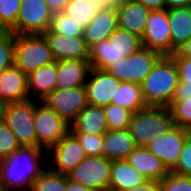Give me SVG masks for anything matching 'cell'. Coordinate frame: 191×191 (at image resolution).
<instances>
[{
    "instance_id": "cell-1",
    "label": "cell",
    "mask_w": 191,
    "mask_h": 191,
    "mask_svg": "<svg viewBox=\"0 0 191 191\" xmlns=\"http://www.w3.org/2000/svg\"><path fill=\"white\" fill-rule=\"evenodd\" d=\"M43 149L22 146L8 157L0 160V183L7 190L30 189L31 183L45 170L39 159ZM40 165V166H39Z\"/></svg>"
},
{
    "instance_id": "cell-2",
    "label": "cell",
    "mask_w": 191,
    "mask_h": 191,
    "mask_svg": "<svg viewBox=\"0 0 191 191\" xmlns=\"http://www.w3.org/2000/svg\"><path fill=\"white\" fill-rule=\"evenodd\" d=\"M178 85L179 74L174 58L163 55L141 83L143 99L147 106L168 108Z\"/></svg>"
},
{
    "instance_id": "cell-3",
    "label": "cell",
    "mask_w": 191,
    "mask_h": 191,
    "mask_svg": "<svg viewBox=\"0 0 191 191\" xmlns=\"http://www.w3.org/2000/svg\"><path fill=\"white\" fill-rule=\"evenodd\" d=\"M142 47L140 37L117 27L108 39L89 49V62L91 67L106 70L116 61L135 54Z\"/></svg>"
},
{
    "instance_id": "cell-4",
    "label": "cell",
    "mask_w": 191,
    "mask_h": 191,
    "mask_svg": "<svg viewBox=\"0 0 191 191\" xmlns=\"http://www.w3.org/2000/svg\"><path fill=\"white\" fill-rule=\"evenodd\" d=\"M174 126L169 108L146 106L132 113L128 127L137 147L163 136Z\"/></svg>"
},
{
    "instance_id": "cell-5",
    "label": "cell",
    "mask_w": 191,
    "mask_h": 191,
    "mask_svg": "<svg viewBox=\"0 0 191 191\" xmlns=\"http://www.w3.org/2000/svg\"><path fill=\"white\" fill-rule=\"evenodd\" d=\"M13 48V64L26 75L55 61L42 35L13 34Z\"/></svg>"
},
{
    "instance_id": "cell-6",
    "label": "cell",
    "mask_w": 191,
    "mask_h": 191,
    "mask_svg": "<svg viewBox=\"0 0 191 191\" xmlns=\"http://www.w3.org/2000/svg\"><path fill=\"white\" fill-rule=\"evenodd\" d=\"M34 118L35 103L31 98L5 104L3 121L14 133L21 147H37Z\"/></svg>"
},
{
    "instance_id": "cell-7",
    "label": "cell",
    "mask_w": 191,
    "mask_h": 191,
    "mask_svg": "<svg viewBox=\"0 0 191 191\" xmlns=\"http://www.w3.org/2000/svg\"><path fill=\"white\" fill-rule=\"evenodd\" d=\"M162 56L158 51L142 47L135 54L116 61L106 70L120 82L141 84Z\"/></svg>"
},
{
    "instance_id": "cell-8",
    "label": "cell",
    "mask_w": 191,
    "mask_h": 191,
    "mask_svg": "<svg viewBox=\"0 0 191 191\" xmlns=\"http://www.w3.org/2000/svg\"><path fill=\"white\" fill-rule=\"evenodd\" d=\"M52 17L45 0H21L16 24L8 32L17 35H42L50 28Z\"/></svg>"
},
{
    "instance_id": "cell-9",
    "label": "cell",
    "mask_w": 191,
    "mask_h": 191,
    "mask_svg": "<svg viewBox=\"0 0 191 191\" xmlns=\"http://www.w3.org/2000/svg\"><path fill=\"white\" fill-rule=\"evenodd\" d=\"M34 127L37 147L47 150L55 146L70 131L69 123L42 101L40 105L35 103Z\"/></svg>"
},
{
    "instance_id": "cell-10",
    "label": "cell",
    "mask_w": 191,
    "mask_h": 191,
    "mask_svg": "<svg viewBox=\"0 0 191 191\" xmlns=\"http://www.w3.org/2000/svg\"><path fill=\"white\" fill-rule=\"evenodd\" d=\"M112 161L104 156H87L67 175L92 191H109Z\"/></svg>"
},
{
    "instance_id": "cell-11",
    "label": "cell",
    "mask_w": 191,
    "mask_h": 191,
    "mask_svg": "<svg viewBox=\"0 0 191 191\" xmlns=\"http://www.w3.org/2000/svg\"><path fill=\"white\" fill-rule=\"evenodd\" d=\"M141 40L144 48L172 55L168 9L151 10Z\"/></svg>"
},
{
    "instance_id": "cell-12",
    "label": "cell",
    "mask_w": 191,
    "mask_h": 191,
    "mask_svg": "<svg viewBox=\"0 0 191 191\" xmlns=\"http://www.w3.org/2000/svg\"><path fill=\"white\" fill-rule=\"evenodd\" d=\"M42 102L70 124L88 105L86 88L81 86L66 90L54 89Z\"/></svg>"
},
{
    "instance_id": "cell-13",
    "label": "cell",
    "mask_w": 191,
    "mask_h": 191,
    "mask_svg": "<svg viewBox=\"0 0 191 191\" xmlns=\"http://www.w3.org/2000/svg\"><path fill=\"white\" fill-rule=\"evenodd\" d=\"M190 134V130L173 126L163 136L149 142L146 148L160 158L166 168L171 171L176 166L184 142Z\"/></svg>"
},
{
    "instance_id": "cell-14",
    "label": "cell",
    "mask_w": 191,
    "mask_h": 191,
    "mask_svg": "<svg viewBox=\"0 0 191 191\" xmlns=\"http://www.w3.org/2000/svg\"><path fill=\"white\" fill-rule=\"evenodd\" d=\"M55 61L89 60V48L83 36L57 34L48 28L43 34Z\"/></svg>"
},
{
    "instance_id": "cell-15",
    "label": "cell",
    "mask_w": 191,
    "mask_h": 191,
    "mask_svg": "<svg viewBox=\"0 0 191 191\" xmlns=\"http://www.w3.org/2000/svg\"><path fill=\"white\" fill-rule=\"evenodd\" d=\"M91 78L85 83L88 104L94 106H108L115 97L120 81L107 70L92 67Z\"/></svg>"
},
{
    "instance_id": "cell-16",
    "label": "cell",
    "mask_w": 191,
    "mask_h": 191,
    "mask_svg": "<svg viewBox=\"0 0 191 191\" xmlns=\"http://www.w3.org/2000/svg\"><path fill=\"white\" fill-rule=\"evenodd\" d=\"M50 150L54 152L56 163V169H50L61 174H68L87 157L85 150L71 131Z\"/></svg>"
},
{
    "instance_id": "cell-17",
    "label": "cell",
    "mask_w": 191,
    "mask_h": 191,
    "mask_svg": "<svg viewBox=\"0 0 191 191\" xmlns=\"http://www.w3.org/2000/svg\"><path fill=\"white\" fill-rule=\"evenodd\" d=\"M28 99L27 75L12 64L0 73V101L9 104Z\"/></svg>"
},
{
    "instance_id": "cell-18",
    "label": "cell",
    "mask_w": 191,
    "mask_h": 191,
    "mask_svg": "<svg viewBox=\"0 0 191 191\" xmlns=\"http://www.w3.org/2000/svg\"><path fill=\"white\" fill-rule=\"evenodd\" d=\"M116 10L118 27L142 38L152 9L146 7L141 2L127 0Z\"/></svg>"
},
{
    "instance_id": "cell-19",
    "label": "cell",
    "mask_w": 191,
    "mask_h": 191,
    "mask_svg": "<svg viewBox=\"0 0 191 191\" xmlns=\"http://www.w3.org/2000/svg\"><path fill=\"white\" fill-rule=\"evenodd\" d=\"M91 68L89 60L57 61L55 89L66 90L85 86Z\"/></svg>"
},
{
    "instance_id": "cell-20",
    "label": "cell",
    "mask_w": 191,
    "mask_h": 191,
    "mask_svg": "<svg viewBox=\"0 0 191 191\" xmlns=\"http://www.w3.org/2000/svg\"><path fill=\"white\" fill-rule=\"evenodd\" d=\"M117 27V10L115 8L106 7L96 13L95 17L84 29L83 37L87 47L90 49L96 43L108 39Z\"/></svg>"
},
{
    "instance_id": "cell-21",
    "label": "cell",
    "mask_w": 191,
    "mask_h": 191,
    "mask_svg": "<svg viewBox=\"0 0 191 191\" xmlns=\"http://www.w3.org/2000/svg\"><path fill=\"white\" fill-rule=\"evenodd\" d=\"M126 161L149 181H160L170 171L156 155L146 147H136Z\"/></svg>"
},
{
    "instance_id": "cell-22",
    "label": "cell",
    "mask_w": 191,
    "mask_h": 191,
    "mask_svg": "<svg viewBox=\"0 0 191 191\" xmlns=\"http://www.w3.org/2000/svg\"><path fill=\"white\" fill-rule=\"evenodd\" d=\"M69 127L73 134L104 135L108 131L104 107L88 104Z\"/></svg>"
},
{
    "instance_id": "cell-23",
    "label": "cell",
    "mask_w": 191,
    "mask_h": 191,
    "mask_svg": "<svg viewBox=\"0 0 191 191\" xmlns=\"http://www.w3.org/2000/svg\"><path fill=\"white\" fill-rule=\"evenodd\" d=\"M136 147L128 129L108 130L103 135L102 156L107 157L110 161L126 160Z\"/></svg>"
},
{
    "instance_id": "cell-24",
    "label": "cell",
    "mask_w": 191,
    "mask_h": 191,
    "mask_svg": "<svg viewBox=\"0 0 191 191\" xmlns=\"http://www.w3.org/2000/svg\"><path fill=\"white\" fill-rule=\"evenodd\" d=\"M149 180L126 160L112 161L109 191H126L144 185Z\"/></svg>"
},
{
    "instance_id": "cell-25",
    "label": "cell",
    "mask_w": 191,
    "mask_h": 191,
    "mask_svg": "<svg viewBox=\"0 0 191 191\" xmlns=\"http://www.w3.org/2000/svg\"><path fill=\"white\" fill-rule=\"evenodd\" d=\"M172 54L191 38V7L168 9Z\"/></svg>"
},
{
    "instance_id": "cell-26",
    "label": "cell",
    "mask_w": 191,
    "mask_h": 191,
    "mask_svg": "<svg viewBox=\"0 0 191 191\" xmlns=\"http://www.w3.org/2000/svg\"><path fill=\"white\" fill-rule=\"evenodd\" d=\"M57 61L27 75L28 93L37 94L41 102L56 87Z\"/></svg>"
},
{
    "instance_id": "cell-27",
    "label": "cell",
    "mask_w": 191,
    "mask_h": 191,
    "mask_svg": "<svg viewBox=\"0 0 191 191\" xmlns=\"http://www.w3.org/2000/svg\"><path fill=\"white\" fill-rule=\"evenodd\" d=\"M105 8L103 0H69L63 13L85 29L96 13Z\"/></svg>"
},
{
    "instance_id": "cell-28",
    "label": "cell",
    "mask_w": 191,
    "mask_h": 191,
    "mask_svg": "<svg viewBox=\"0 0 191 191\" xmlns=\"http://www.w3.org/2000/svg\"><path fill=\"white\" fill-rule=\"evenodd\" d=\"M110 103L125 107L132 112L147 106L142 96L141 84L126 81L120 82Z\"/></svg>"
},
{
    "instance_id": "cell-29",
    "label": "cell",
    "mask_w": 191,
    "mask_h": 191,
    "mask_svg": "<svg viewBox=\"0 0 191 191\" xmlns=\"http://www.w3.org/2000/svg\"><path fill=\"white\" fill-rule=\"evenodd\" d=\"M67 175L56 173L51 169L44 170L40 176L31 183L29 191H65Z\"/></svg>"
},
{
    "instance_id": "cell-30",
    "label": "cell",
    "mask_w": 191,
    "mask_h": 191,
    "mask_svg": "<svg viewBox=\"0 0 191 191\" xmlns=\"http://www.w3.org/2000/svg\"><path fill=\"white\" fill-rule=\"evenodd\" d=\"M104 112L108 130L128 129L133 113L132 111L125 107L110 103L108 106L104 107Z\"/></svg>"
},
{
    "instance_id": "cell-31",
    "label": "cell",
    "mask_w": 191,
    "mask_h": 191,
    "mask_svg": "<svg viewBox=\"0 0 191 191\" xmlns=\"http://www.w3.org/2000/svg\"><path fill=\"white\" fill-rule=\"evenodd\" d=\"M50 29L57 34L72 37L84 36V28L63 12L53 14Z\"/></svg>"
},
{
    "instance_id": "cell-32",
    "label": "cell",
    "mask_w": 191,
    "mask_h": 191,
    "mask_svg": "<svg viewBox=\"0 0 191 191\" xmlns=\"http://www.w3.org/2000/svg\"><path fill=\"white\" fill-rule=\"evenodd\" d=\"M168 108L174 126L191 131V98L186 100H172Z\"/></svg>"
},
{
    "instance_id": "cell-33",
    "label": "cell",
    "mask_w": 191,
    "mask_h": 191,
    "mask_svg": "<svg viewBox=\"0 0 191 191\" xmlns=\"http://www.w3.org/2000/svg\"><path fill=\"white\" fill-rule=\"evenodd\" d=\"M21 0H0V29L8 32L18 19Z\"/></svg>"
},
{
    "instance_id": "cell-34",
    "label": "cell",
    "mask_w": 191,
    "mask_h": 191,
    "mask_svg": "<svg viewBox=\"0 0 191 191\" xmlns=\"http://www.w3.org/2000/svg\"><path fill=\"white\" fill-rule=\"evenodd\" d=\"M161 191H191V177L170 171L160 181Z\"/></svg>"
},
{
    "instance_id": "cell-35",
    "label": "cell",
    "mask_w": 191,
    "mask_h": 191,
    "mask_svg": "<svg viewBox=\"0 0 191 191\" xmlns=\"http://www.w3.org/2000/svg\"><path fill=\"white\" fill-rule=\"evenodd\" d=\"M20 147L14 133L3 120L0 121V160L8 157Z\"/></svg>"
},
{
    "instance_id": "cell-36",
    "label": "cell",
    "mask_w": 191,
    "mask_h": 191,
    "mask_svg": "<svg viewBox=\"0 0 191 191\" xmlns=\"http://www.w3.org/2000/svg\"><path fill=\"white\" fill-rule=\"evenodd\" d=\"M14 48L13 33L0 34V73L13 64Z\"/></svg>"
},
{
    "instance_id": "cell-37",
    "label": "cell",
    "mask_w": 191,
    "mask_h": 191,
    "mask_svg": "<svg viewBox=\"0 0 191 191\" xmlns=\"http://www.w3.org/2000/svg\"><path fill=\"white\" fill-rule=\"evenodd\" d=\"M87 156H102L103 135L74 134Z\"/></svg>"
},
{
    "instance_id": "cell-38",
    "label": "cell",
    "mask_w": 191,
    "mask_h": 191,
    "mask_svg": "<svg viewBox=\"0 0 191 191\" xmlns=\"http://www.w3.org/2000/svg\"><path fill=\"white\" fill-rule=\"evenodd\" d=\"M171 171L191 177V134L186 138L178 162Z\"/></svg>"
},
{
    "instance_id": "cell-39",
    "label": "cell",
    "mask_w": 191,
    "mask_h": 191,
    "mask_svg": "<svg viewBox=\"0 0 191 191\" xmlns=\"http://www.w3.org/2000/svg\"><path fill=\"white\" fill-rule=\"evenodd\" d=\"M178 69L179 82L191 83V58H174Z\"/></svg>"
},
{
    "instance_id": "cell-40",
    "label": "cell",
    "mask_w": 191,
    "mask_h": 191,
    "mask_svg": "<svg viewBox=\"0 0 191 191\" xmlns=\"http://www.w3.org/2000/svg\"><path fill=\"white\" fill-rule=\"evenodd\" d=\"M188 98H191V83L179 82L173 100H186Z\"/></svg>"
},
{
    "instance_id": "cell-41",
    "label": "cell",
    "mask_w": 191,
    "mask_h": 191,
    "mask_svg": "<svg viewBox=\"0 0 191 191\" xmlns=\"http://www.w3.org/2000/svg\"><path fill=\"white\" fill-rule=\"evenodd\" d=\"M171 56L173 58H191V38L179 46Z\"/></svg>"
},
{
    "instance_id": "cell-42",
    "label": "cell",
    "mask_w": 191,
    "mask_h": 191,
    "mask_svg": "<svg viewBox=\"0 0 191 191\" xmlns=\"http://www.w3.org/2000/svg\"><path fill=\"white\" fill-rule=\"evenodd\" d=\"M52 14H58L64 11L69 0H45Z\"/></svg>"
},
{
    "instance_id": "cell-43",
    "label": "cell",
    "mask_w": 191,
    "mask_h": 191,
    "mask_svg": "<svg viewBox=\"0 0 191 191\" xmlns=\"http://www.w3.org/2000/svg\"><path fill=\"white\" fill-rule=\"evenodd\" d=\"M126 191H161V186L158 181H148L144 185H140Z\"/></svg>"
},
{
    "instance_id": "cell-44",
    "label": "cell",
    "mask_w": 191,
    "mask_h": 191,
    "mask_svg": "<svg viewBox=\"0 0 191 191\" xmlns=\"http://www.w3.org/2000/svg\"><path fill=\"white\" fill-rule=\"evenodd\" d=\"M135 1L141 2L143 5L152 10L166 8V0H135Z\"/></svg>"
},
{
    "instance_id": "cell-45",
    "label": "cell",
    "mask_w": 191,
    "mask_h": 191,
    "mask_svg": "<svg viewBox=\"0 0 191 191\" xmlns=\"http://www.w3.org/2000/svg\"><path fill=\"white\" fill-rule=\"evenodd\" d=\"M65 191H92L86 188L81 182L70 180L67 177V184Z\"/></svg>"
},
{
    "instance_id": "cell-46",
    "label": "cell",
    "mask_w": 191,
    "mask_h": 191,
    "mask_svg": "<svg viewBox=\"0 0 191 191\" xmlns=\"http://www.w3.org/2000/svg\"><path fill=\"white\" fill-rule=\"evenodd\" d=\"M191 7V0H166V9Z\"/></svg>"
},
{
    "instance_id": "cell-47",
    "label": "cell",
    "mask_w": 191,
    "mask_h": 191,
    "mask_svg": "<svg viewBox=\"0 0 191 191\" xmlns=\"http://www.w3.org/2000/svg\"><path fill=\"white\" fill-rule=\"evenodd\" d=\"M106 7L109 8H119L121 4L126 2L127 0H103Z\"/></svg>"
},
{
    "instance_id": "cell-48",
    "label": "cell",
    "mask_w": 191,
    "mask_h": 191,
    "mask_svg": "<svg viewBox=\"0 0 191 191\" xmlns=\"http://www.w3.org/2000/svg\"><path fill=\"white\" fill-rule=\"evenodd\" d=\"M5 104L0 101V121L3 120Z\"/></svg>"
},
{
    "instance_id": "cell-49",
    "label": "cell",
    "mask_w": 191,
    "mask_h": 191,
    "mask_svg": "<svg viewBox=\"0 0 191 191\" xmlns=\"http://www.w3.org/2000/svg\"><path fill=\"white\" fill-rule=\"evenodd\" d=\"M0 191H7L0 183Z\"/></svg>"
}]
</instances>
